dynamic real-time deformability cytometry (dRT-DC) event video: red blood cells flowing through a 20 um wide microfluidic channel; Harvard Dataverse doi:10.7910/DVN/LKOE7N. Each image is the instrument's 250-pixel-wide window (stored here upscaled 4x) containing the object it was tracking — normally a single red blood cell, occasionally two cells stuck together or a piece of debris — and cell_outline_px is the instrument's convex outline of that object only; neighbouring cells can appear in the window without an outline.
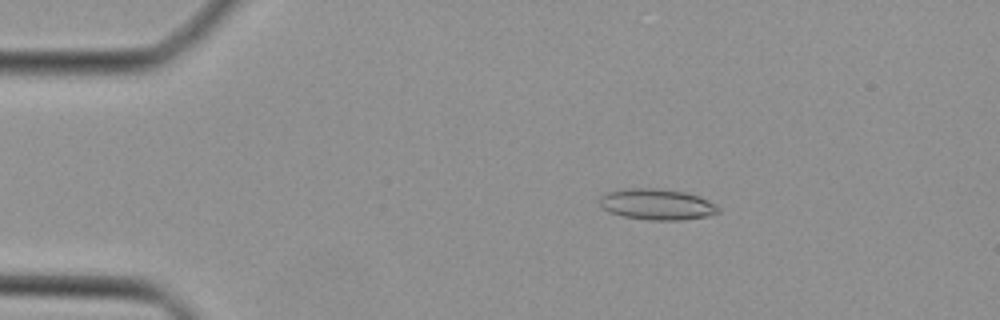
{"species": "Egyptian fruit bat (a non-hibernating species)", "species_latin": "Rousettus aegyptiacus", "temperature_condition": "cold", "stored_images_in_passage": 45, "camera_frame_rate_fps": 3000, "um_per_image_px": 0.085, "animal": {"sex": "female"}, "frame": {"image": 1, "passage_image": 8, "time_ms": 2.333, "image_size_px": [1000, 320], "cell_outline_px": [[720, 212], [708, 216], [680, 220], [648, 220], [624, 216], [612, 212], [604, 208], [596, 200], [604, 192], [624, 188], [656, 188], [684, 192], [700, 196], [716, 204], [720, 208]], "centroid_in_image_um": [55.83, 17.35], "position_along_channel_um": 29.2, "area_um2": 21.62}}
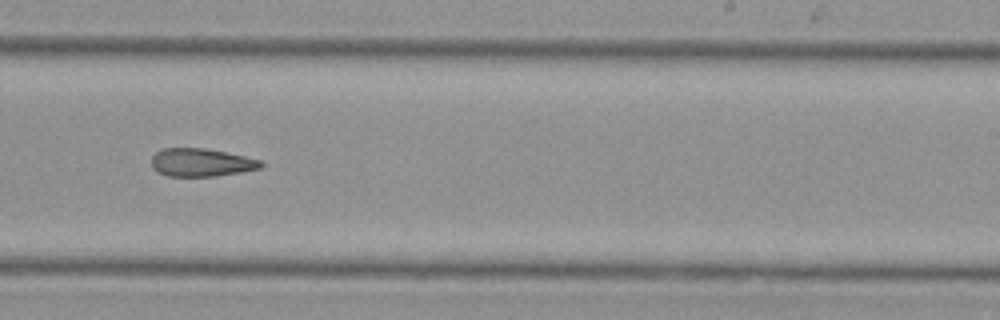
{"frame": {"image": 2, "passage_image": 28, "time_ms": 9.0, "image_size_px": [1000, 320], "cell_outline_px": [[264, 164], [260, 168], [240, 172], [216, 176], [168, 176], [156, 172], [152, 168], [152, 156], [156, 152], [164, 148], [204, 148], [244, 156], [260, 160]], "centroid_in_image_um": [17.07, 13.81], "position_along_channel_um": 271.9, "area_um2": 17.8}}
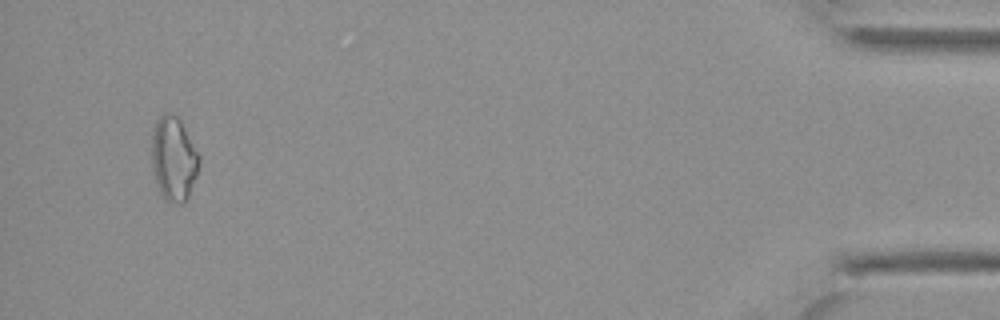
{"frame": {"image": 3, "passage_image": 43, "time_ms": 14.0, "image_size_px": [1000, 320], "cell_outline_px": [[200, 164], [196, 176], [188, 196], [180, 204], [176, 204], [164, 200], [156, 184], [152, 172], [152, 132], [156, 120], [164, 112], [168, 112], [176, 116], [180, 120], [200, 156]], "centroid_in_image_um": [14.74, 13.5], "position_along_channel_um": 420.5, "area_um2": 23.35}}